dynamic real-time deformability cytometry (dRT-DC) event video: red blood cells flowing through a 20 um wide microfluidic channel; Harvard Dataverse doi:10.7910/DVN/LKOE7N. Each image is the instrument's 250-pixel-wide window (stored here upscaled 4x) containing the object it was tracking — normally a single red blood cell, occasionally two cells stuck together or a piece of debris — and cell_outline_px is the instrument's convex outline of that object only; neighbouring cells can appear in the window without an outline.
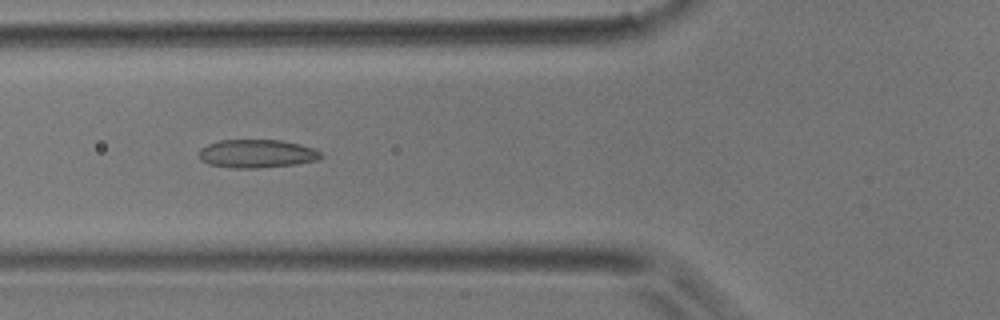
{"species": "common noctule bat (a hibernating species)", "species_latin": "Nyctalus noctula", "temperature_condition": "room temperature", "stored_images_in_passage": 3, "camera_frame_rate_fps": 3000, "um_per_image_px": 0.085, "animal": {"sex": "male", "body_mass_g": 17.9}, "frame": {"image": 1, "passage_image": 3, "time_ms": 0.667, "image_size_px": [1000, 320], "cell_outline_px": [[324, 156], [320, 160], [296, 164], [256, 168], [236, 168], [208, 164], [200, 160], [200, 148], [208, 144], [220, 140], [280, 140], [300, 144], [316, 148]], "centroid_in_image_um": [21.88, 13.06], "position_along_channel_um": 103.9, "area_um2": 20.23}}